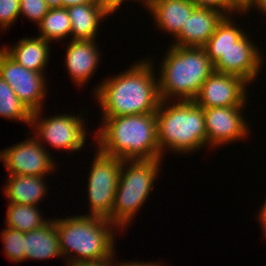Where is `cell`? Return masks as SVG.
I'll return each mask as SVG.
<instances>
[{"label": "cell", "mask_w": 266, "mask_h": 266, "mask_svg": "<svg viewBox=\"0 0 266 266\" xmlns=\"http://www.w3.org/2000/svg\"><path fill=\"white\" fill-rule=\"evenodd\" d=\"M88 3H97V0H63V7L67 8L73 5Z\"/></svg>", "instance_id": "obj_32"}, {"label": "cell", "mask_w": 266, "mask_h": 266, "mask_svg": "<svg viewBox=\"0 0 266 266\" xmlns=\"http://www.w3.org/2000/svg\"><path fill=\"white\" fill-rule=\"evenodd\" d=\"M225 15L214 9L197 7L182 26L172 45L203 48Z\"/></svg>", "instance_id": "obj_14"}, {"label": "cell", "mask_w": 266, "mask_h": 266, "mask_svg": "<svg viewBox=\"0 0 266 266\" xmlns=\"http://www.w3.org/2000/svg\"><path fill=\"white\" fill-rule=\"evenodd\" d=\"M229 17L232 16L223 18L203 47L213 65L245 34L244 30L234 26Z\"/></svg>", "instance_id": "obj_21"}, {"label": "cell", "mask_w": 266, "mask_h": 266, "mask_svg": "<svg viewBox=\"0 0 266 266\" xmlns=\"http://www.w3.org/2000/svg\"><path fill=\"white\" fill-rule=\"evenodd\" d=\"M43 178L44 176L31 175L9 176L4 186V193L10 203L36 206L46 193V183L43 182Z\"/></svg>", "instance_id": "obj_20"}, {"label": "cell", "mask_w": 266, "mask_h": 266, "mask_svg": "<svg viewBox=\"0 0 266 266\" xmlns=\"http://www.w3.org/2000/svg\"><path fill=\"white\" fill-rule=\"evenodd\" d=\"M49 8L45 0H20V15L38 24L47 14Z\"/></svg>", "instance_id": "obj_26"}, {"label": "cell", "mask_w": 266, "mask_h": 266, "mask_svg": "<svg viewBox=\"0 0 266 266\" xmlns=\"http://www.w3.org/2000/svg\"><path fill=\"white\" fill-rule=\"evenodd\" d=\"M247 83L240 76L213 71L193 101L203 109L245 106Z\"/></svg>", "instance_id": "obj_11"}, {"label": "cell", "mask_w": 266, "mask_h": 266, "mask_svg": "<svg viewBox=\"0 0 266 266\" xmlns=\"http://www.w3.org/2000/svg\"><path fill=\"white\" fill-rule=\"evenodd\" d=\"M50 221L41 217L37 206L10 203L5 219L6 227L28 233L32 230L42 228Z\"/></svg>", "instance_id": "obj_22"}, {"label": "cell", "mask_w": 266, "mask_h": 266, "mask_svg": "<svg viewBox=\"0 0 266 266\" xmlns=\"http://www.w3.org/2000/svg\"><path fill=\"white\" fill-rule=\"evenodd\" d=\"M66 9L71 21L72 40H94L99 22L109 16L97 3L78 4Z\"/></svg>", "instance_id": "obj_17"}, {"label": "cell", "mask_w": 266, "mask_h": 266, "mask_svg": "<svg viewBox=\"0 0 266 266\" xmlns=\"http://www.w3.org/2000/svg\"><path fill=\"white\" fill-rule=\"evenodd\" d=\"M25 259H48L62 256L54 220L42 228L25 233Z\"/></svg>", "instance_id": "obj_19"}, {"label": "cell", "mask_w": 266, "mask_h": 266, "mask_svg": "<svg viewBox=\"0 0 266 266\" xmlns=\"http://www.w3.org/2000/svg\"><path fill=\"white\" fill-rule=\"evenodd\" d=\"M112 259H113V255L110 257L100 259V260L81 261L71 266H117V265H113V262H111Z\"/></svg>", "instance_id": "obj_31"}, {"label": "cell", "mask_w": 266, "mask_h": 266, "mask_svg": "<svg viewBox=\"0 0 266 266\" xmlns=\"http://www.w3.org/2000/svg\"><path fill=\"white\" fill-rule=\"evenodd\" d=\"M47 152L40 140L32 137L4 149L0 153V159L5 162L6 170L10 171L8 176H45L55 169L52 157Z\"/></svg>", "instance_id": "obj_10"}, {"label": "cell", "mask_w": 266, "mask_h": 266, "mask_svg": "<svg viewBox=\"0 0 266 266\" xmlns=\"http://www.w3.org/2000/svg\"><path fill=\"white\" fill-rule=\"evenodd\" d=\"M19 15L20 0H0V28H8Z\"/></svg>", "instance_id": "obj_27"}, {"label": "cell", "mask_w": 266, "mask_h": 266, "mask_svg": "<svg viewBox=\"0 0 266 266\" xmlns=\"http://www.w3.org/2000/svg\"><path fill=\"white\" fill-rule=\"evenodd\" d=\"M97 150L88 179L89 215L108 219L112 215L123 160Z\"/></svg>", "instance_id": "obj_7"}, {"label": "cell", "mask_w": 266, "mask_h": 266, "mask_svg": "<svg viewBox=\"0 0 266 266\" xmlns=\"http://www.w3.org/2000/svg\"><path fill=\"white\" fill-rule=\"evenodd\" d=\"M196 8L191 0H158L150 12L158 27L171 33L175 38Z\"/></svg>", "instance_id": "obj_16"}, {"label": "cell", "mask_w": 266, "mask_h": 266, "mask_svg": "<svg viewBox=\"0 0 266 266\" xmlns=\"http://www.w3.org/2000/svg\"><path fill=\"white\" fill-rule=\"evenodd\" d=\"M140 1V0H137ZM145 3V7L146 9L149 8L148 10H151L152 7L154 6V4L158 1V0H142Z\"/></svg>", "instance_id": "obj_37"}, {"label": "cell", "mask_w": 266, "mask_h": 266, "mask_svg": "<svg viewBox=\"0 0 266 266\" xmlns=\"http://www.w3.org/2000/svg\"><path fill=\"white\" fill-rule=\"evenodd\" d=\"M2 234L7 258L15 262L25 261V233L20 230L7 227Z\"/></svg>", "instance_id": "obj_25"}, {"label": "cell", "mask_w": 266, "mask_h": 266, "mask_svg": "<svg viewBox=\"0 0 266 266\" xmlns=\"http://www.w3.org/2000/svg\"><path fill=\"white\" fill-rule=\"evenodd\" d=\"M255 6L259 8L258 10L263 12V14H266V0H257V3Z\"/></svg>", "instance_id": "obj_36"}, {"label": "cell", "mask_w": 266, "mask_h": 266, "mask_svg": "<svg viewBox=\"0 0 266 266\" xmlns=\"http://www.w3.org/2000/svg\"><path fill=\"white\" fill-rule=\"evenodd\" d=\"M0 77L32 113L42 109L47 90L44 73L28 70L0 49Z\"/></svg>", "instance_id": "obj_9"}, {"label": "cell", "mask_w": 266, "mask_h": 266, "mask_svg": "<svg viewBox=\"0 0 266 266\" xmlns=\"http://www.w3.org/2000/svg\"><path fill=\"white\" fill-rule=\"evenodd\" d=\"M0 116L29 123L32 112L16 96L9 84L0 77Z\"/></svg>", "instance_id": "obj_24"}, {"label": "cell", "mask_w": 266, "mask_h": 266, "mask_svg": "<svg viewBox=\"0 0 266 266\" xmlns=\"http://www.w3.org/2000/svg\"><path fill=\"white\" fill-rule=\"evenodd\" d=\"M261 58L258 49L244 34L213 65L214 71L240 76L250 84L257 77L261 64H263Z\"/></svg>", "instance_id": "obj_13"}, {"label": "cell", "mask_w": 266, "mask_h": 266, "mask_svg": "<svg viewBox=\"0 0 266 266\" xmlns=\"http://www.w3.org/2000/svg\"><path fill=\"white\" fill-rule=\"evenodd\" d=\"M49 41L41 37L24 38L13 48L3 50L21 66L28 70L44 73L49 57ZM44 69V70H43Z\"/></svg>", "instance_id": "obj_18"}, {"label": "cell", "mask_w": 266, "mask_h": 266, "mask_svg": "<svg viewBox=\"0 0 266 266\" xmlns=\"http://www.w3.org/2000/svg\"><path fill=\"white\" fill-rule=\"evenodd\" d=\"M38 26L41 33L39 37L46 41L62 40L71 35V21L65 7L49 9Z\"/></svg>", "instance_id": "obj_23"}, {"label": "cell", "mask_w": 266, "mask_h": 266, "mask_svg": "<svg viewBox=\"0 0 266 266\" xmlns=\"http://www.w3.org/2000/svg\"><path fill=\"white\" fill-rule=\"evenodd\" d=\"M96 132L100 151L125 160L162 158L158 147L156 112L103 117Z\"/></svg>", "instance_id": "obj_2"}, {"label": "cell", "mask_w": 266, "mask_h": 266, "mask_svg": "<svg viewBox=\"0 0 266 266\" xmlns=\"http://www.w3.org/2000/svg\"><path fill=\"white\" fill-rule=\"evenodd\" d=\"M95 43V40H72L67 46L65 64L79 86L85 85L98 66L100 53Z\"/></svg>", "instance_id": "obj_15"}, {"label": "cell", "mask_w": 266, "mask_h": 266, "mask_svg": "<svg viewBox=\"0 0 266 266\" xmlns=\"http://www.w3.org/2000/svg\"><path fill=\"white\" fill-rule=\"evenodd\" d=\"M146 262H143V263H140L139 261H138V263H137V261L136 262H131V263H126V262H124V263H122V264H120V266H162L161 264L159 265L158 263H151V262H149V263H146ZM117 266H119L118 264H117Z\"/></svg>", "instance_id": "obj_34"}, {"label": "cell", "mask_w": 266, "mask_h": 266, "mask_svg": "<svg viewBox=\"0 0 266 266\" xmlns=\"http://www.w3.org/2000/svg\"><path fill=\"white\" fill-rule=\"evenodd\" d=\"M161 159L123 161L112 215L108 218L117 228H125L147 200L157 177ZM127 163L129 165L126 166Z\"/></svg>", "instance_id": "obj_6"}, {"label": "cell", "mask_w": 266, "mask_h": 266, "mask_svg": "<svg viewBox=\"0 0 266 266\" xmlns=\"http://www.w3.org/2000/svg\"><path fill=\"white\" fill-rule=\"evenodd\" d=\"M153 71L150 61L142 60L118 76L101 82L94 95L102 107L103 117L156 112L161 99Z\"/></svg>", "instance_id": "obj_1"}, {"label": "cell", "mask_w": 266, "mask_h": 266, "mask_svg": "<svg viewBox=\"0 0 266 266\" xmlns=\"http://www.w3.org/2000/svg\"><path fill=\"white\" fill-rule=\"evenodd\" d=\"M191 1L197 7L218 10L222 12L225 16H228V14L230 13V0H191Z\"/></svg>", "instance_id": "obj_28"}, {"label": "cell", "mask_w": 266, "mask_h": 266, "mask_svg": "<svg viewBox=\"0 0 266 266\" xmlns=\"http://www.w3.org/2000/svg\"><path fill=\"white\" fill-rule=\"evenodd\" d=\"M161 62L158 91L161 100L193 101L214 66L204 48L172 45ZM182 98V99H181Z\"/></svg>", "instance_id": "obj_3"}, {"label": "cell", "mask_w": 266, "mask_h": 266, "mask_svg": "<svg viewBox=\"0 0 266 266\" xmlns=\"http://www.w3.org/2000/svg\"><path fill=\"white\" fill-rule=\"evenodd\" d=\"M178 101L167 104L161 100L156 111L158 147L162 156L165 147L187 153L207 144L204 109L194 101Z\"/></svg>", "instance_id": "obj_5"}, {"label": "cell", "mask_w": 266, "mask_h": 266, "mask_svg": "<svg viewBox=\"0 0 266 266\" xmlns=\"http://www.w3.org/2000/svg\"><path fill=\"white\" fill-rule=\"evenodd\" d=\"M41 112V110L33 112L30 121V126L33 125V129H37L35 134L37 140L42 141L40 138H43V141L46 140L45 142H48L52 147L69 152L79 151L83 147L87 133L85 132L84 118L59 114L41 120L39 117Z\"/></svg>", "instance_id": "obj_8"}, {"label": "cell", "mask_w": 266, "mask_h": 266, "mask_svg": "<svg viewBox=\"0 0 266 266\" xmlns=\"http://www.w3.org/2000/svg\"><path fill=\"white\" fill-rule=\"evenodd\" d=\"M124 0H97V4L102 7L109 15L115 12Z\"/></svg>", "instance_id": "obj_30"}, {"label": "cell", "mask_w": 266, "mask_h": 266, "mask_svg": "<svg viewBox=\"0 0 266 266\" xmlns=\"http://www.w3.org/2000/svg\"><path fill=\"white\" fill-rule=\"evenodd\" d=\"M49 9L63 7V0H45Z\"/></svg>", "instance_id": "obj_35"}, {"label": "cell", "mask_w": 266, "mask_h": 266, "mask_svg": "<svg viewBox=\"0 0 266 266\" xmlns=\"http://www.w3.org/2000/svg\"><path fill=\"white\" fill-rule=\"evenodd\" d=\"M241 109L244 106L204 109L207 145L222 146L249 134L248 123L243 119Z\"/></svg>", "instance_id": "obj_12"}, {"label": "cell", "mask_w": 266, "mask_h": 266, "mask_svg": "<svg viewBox=\"0 0 266 266\" xmlns=\"http://www.w3.org/2000/svg\"><path fill=\"white\" fill-rule=\"evenodd\" d=\"M259 213L260 214L258 216H260L259 219H260V221H261V223L263 225L262 229H264L263 233L266 235V201H265V203H264V205L261 208Z\"/></svg>", "instance_id": "obj_33"}, {"label": "cell", "mask_w": 266, "mask_h": 266, "mask_svg": "<svg viewBox=\"0 0 266 266\" xmlns=\"http://www.w3.org/2000/svg\"><path fill=\"white\" fill-rule=\"evenodd\" d=\"M257 0H230V14L232 12H245L250 10L249 8L256 5Z\"/></svg>", "instance_id": "obj_29"}, {"label": "cell", "mask_w": 266, "mask_h": 266, "mask_svg": "<svg viewBox=\"0 0 266 266\" xmlns=\"http://www.w3.org/2000/svg\"><path fill=\"white\" fill-rule=\"evenodd\" d=\"M54 221L62 256L71 255L70 251L76 252L79 256L69 257L68 266L81 261L100 260L115 253L113 250L115 237L112 229L115 228V224L107 218L75 215Z\"/></svg>", "instance_id": "obj_4"}]
</instances>
